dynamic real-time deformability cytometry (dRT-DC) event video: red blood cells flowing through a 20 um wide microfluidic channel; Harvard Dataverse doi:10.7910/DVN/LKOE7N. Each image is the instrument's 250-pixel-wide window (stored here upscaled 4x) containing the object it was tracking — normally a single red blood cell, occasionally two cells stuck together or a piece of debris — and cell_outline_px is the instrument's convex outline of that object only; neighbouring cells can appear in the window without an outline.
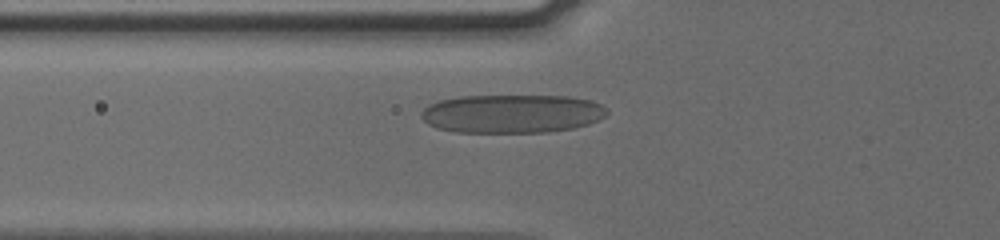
{"species": "human", "species_latin": "Homo sapiens", "temperature_condition": "cold", "stored_images_in_passage": 47, "camera_frame_rate_fps": 3000, "um_per_image_px": 0.085, "donor": {"sex": "male"}, "frame": {"image": 1, "passage_image": 13, "time_ms": 4.0, "image_size_px": [1000, 240], "cell_outline_px": [[608, 112], [604, 116], [588, 124], [572, 128], [548, 132], [456, 132], [436, 128], [428, 124], [420, 116], [420, 112], [428, 104], [440, 100], [460, 96], [568, 96], [592, 100], [600, 104]], "centroid_in_image_um": [43.47, 9.66], "position_along_channel_um": 82.3, "area_um2": 41.73}}
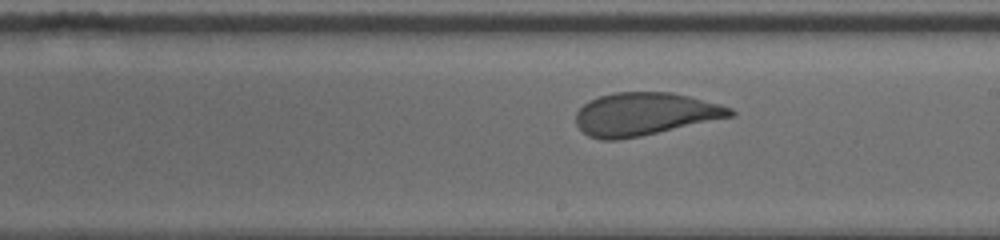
{"frame": {"image": 2, "passage_image": 25, "time_ms": 8.0, "image_size_px": [1000, 240], "cell_outline_px": [[736, 112], [732, 116], [640, 136], [616, 140], [600, 140], [588, 136], [576, 124], [576, 112], [588, 100], [600, 96], [616, 92], [672, 92], [720, 104], [732, 108]], "centroid_in_image_um": [54.77, 9.69], "position_along_channel_um": 234.2, "area_um2": 38.26}}
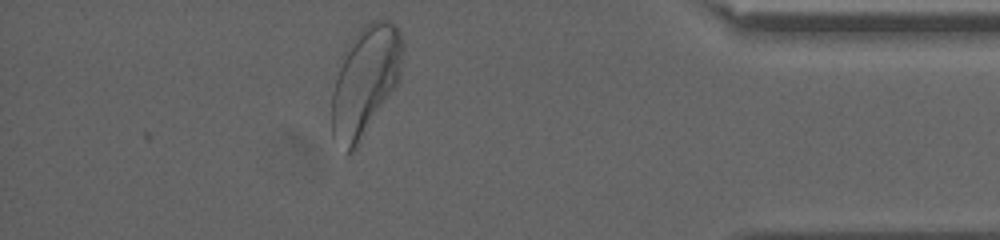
{"frame": {"image": 3, "passage_image": 41, "time_ms": 13.333, "image_size_px": [1000, 240], "cell_outline_px": [[404, 52], [400, 80], [356, 148], [352, 152], [344, 152], [332, 136], [332, 92], [340, 56], [348, 44], [372, 20], [388, 20], [400, 32], [404, 44]], "centroid_in_image_um": [31.04, 6.9], "position_along_channel_um": 404.2, "area_um2": 45.37}, "authors_computed_cell_mechanics": {"area_um2": 39.882, "velocity_mm_per_s": 3.784, "shape_relaxation_time_tau1_ms": 4.0511, "shape_relaxation_time_tau2_ms": 0.7785, "deformation_change_tau1": 0.1426, "deformation_change_tau2": 0.0796}}